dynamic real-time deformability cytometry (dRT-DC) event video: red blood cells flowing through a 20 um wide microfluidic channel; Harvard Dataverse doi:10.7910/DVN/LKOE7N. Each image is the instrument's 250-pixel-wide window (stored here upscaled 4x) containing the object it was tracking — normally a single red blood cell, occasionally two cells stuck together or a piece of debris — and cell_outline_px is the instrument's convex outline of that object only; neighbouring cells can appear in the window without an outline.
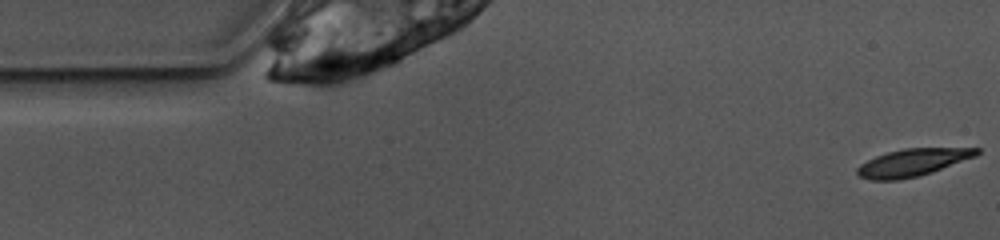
{"species": "common noctule bat (a hibernating species)", "species_latin": "Nyctalus noctula", "temperature_condition": "warm", "stored_images_in_passage": 50, "camera_frame_rate_fps": 3000, "um_per_image_px": 0.085, "animal": {"sex": "female", "body_mass_g": 10.0, "forearm_length_mm": 53.1}, "frame": {"image": 1, "passage_image": 1, "time_ms": 0.0, "image_size_px": [1000, 240], "cell_outline_px": [[980, 152], [976, 156], [932, 172], [920, 176], [896, 180], [872, 180], [860, 176], [856, 172], [856, 168], [860, 164], [876, 156], [888, 152], [904, 148], [980, 148]], "centroid_in_image_um": [77.57, 13.81], "position_along_channel_um": 7.4, "area_um2": 18.96}}
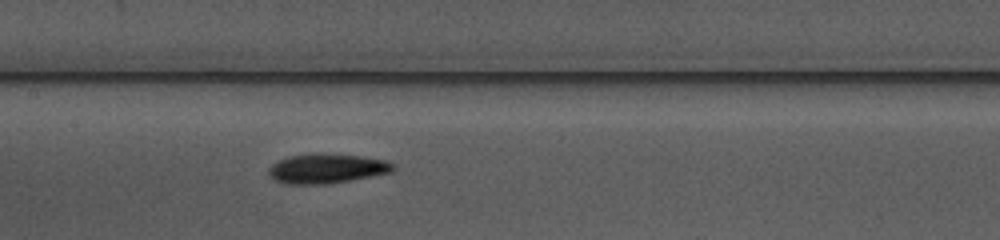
{"frame": {"image": 2, "passage_image": 22, "time_ms": 7.0, "image_size_px": [1000, 240], "cell_outline_px": [[396, 168], [392, 172], [372, 176], [328, 184], [284, 184], [276, 180], [268, 172], [268, 168], [272, 164], [288, 156], [312, 152], [316, 152], [364, 156], [388, 160], [396, 164]], "centroid_in_image_um": [27.82, 14.3], "position_along_channel_um": 179.6, "area_um2": 21.91}}
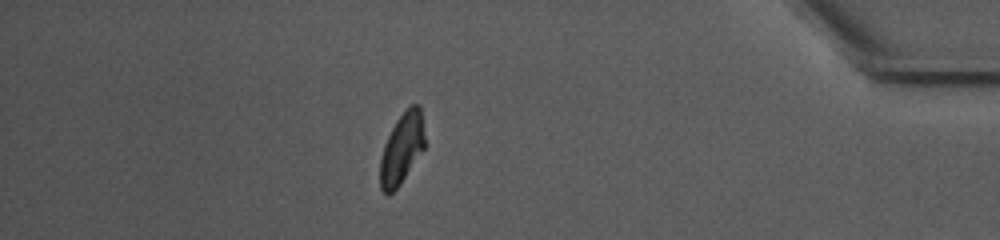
{"frame": {"image": 3, "passage_image": 43, "time_ms": 14.0, "image_size_px": [1000, 240], "cell_outline_px": [[424, 148], [400, 184], [388, 196], [380, 188], [380, 156], [384, 144], [396, 120], [412, 104], [420, 104], [424, 136]], "centroid_in_image_um": [34.13, 12.64], "position_along_channel_um": 401.1, "area_um2": 18.15}, "authors_computed_cell_mechanics": {"area_um2": 19.8254, "velocity_mm_per_s": 3.8551, "shape_relaxation_time_tau1_ms": 3.4011, "shape_relaxation_time_tau2_ms": 2.9934, "deformation_change_tau1": 0.1362, "deformation_change_tau2": 0.0914}}